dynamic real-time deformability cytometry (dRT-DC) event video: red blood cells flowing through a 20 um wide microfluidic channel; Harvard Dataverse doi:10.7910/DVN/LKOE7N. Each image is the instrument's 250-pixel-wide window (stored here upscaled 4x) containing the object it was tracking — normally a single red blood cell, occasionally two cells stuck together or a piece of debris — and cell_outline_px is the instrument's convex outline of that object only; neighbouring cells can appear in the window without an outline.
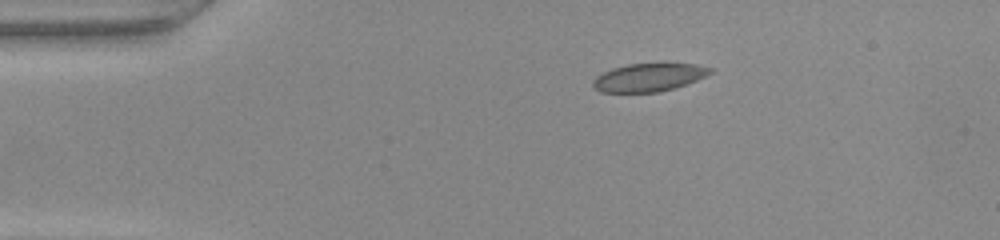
{"species": "common noctule bat (a hibernating species)", "species_latin": "Nyctalus noctula", "temperature_condition": "warm", "stored_images_in_passage": 41, "camera_frame_rate_fps": 3000, "um_per_image_px": 0.085, "animal": {"sex": "female", "body_mass_g": 22.0, "forearm_length_mm": 56.7}, "frame": {"image": 1, "passage_image": 1, "time_ms": 0.0, "image_size_px": [1000, 240], "cell_outline_px": [[712, 72], [696, 80], [660, 92], [600, 92], [592, 84], [596, 76], [612, 68], [628, 64], [696, 64], [712, 68]], "centroid_in_image_um": [55.12, 6.58], "position_along_channel_um": 29.9, "area_um2": 18.79}}
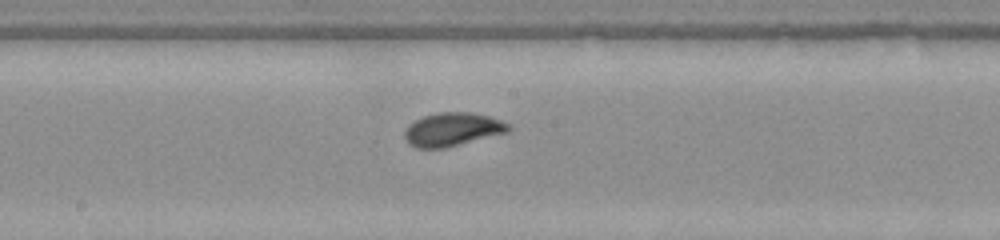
{"frame": {"image": 2, "passage_image": 18, "time_ms": 5.667, "image_size_px": [1000, 240], "cell_outline_px": [[512, 128], [508, 132], [444, 148], [416, 148], [408, 144], [404, 136], [404, 132], [416, 120], [424, 116], [436, 112], [472, 112], [488, 116], [500, 120], [508, 124]], "centroid_in_image_um": [38.46, 11.0], "position_along_channel_um": 209.7, "area_um2": 20.06}}
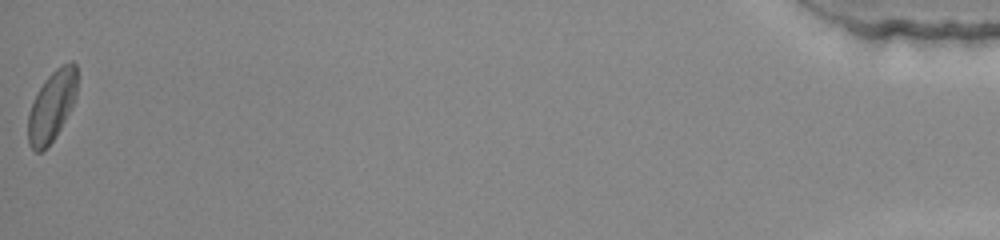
{"frame": {"image": 3, "passage_image": 41, "time_ms": 13.333, "image_size_px": [1000, 240], "cell_outline_px": [[76, 96], [60, 128], [52, 140], [40, 152], [36, 152], [28, 144], [28, 116], [32, 104], [44, 80], [56, 68], [72, 60], [76, 64]], "centroid_in_image_um": [4.39, 8.99], "position_along_channel_um": 430.8, "area_um2": 19.54}}